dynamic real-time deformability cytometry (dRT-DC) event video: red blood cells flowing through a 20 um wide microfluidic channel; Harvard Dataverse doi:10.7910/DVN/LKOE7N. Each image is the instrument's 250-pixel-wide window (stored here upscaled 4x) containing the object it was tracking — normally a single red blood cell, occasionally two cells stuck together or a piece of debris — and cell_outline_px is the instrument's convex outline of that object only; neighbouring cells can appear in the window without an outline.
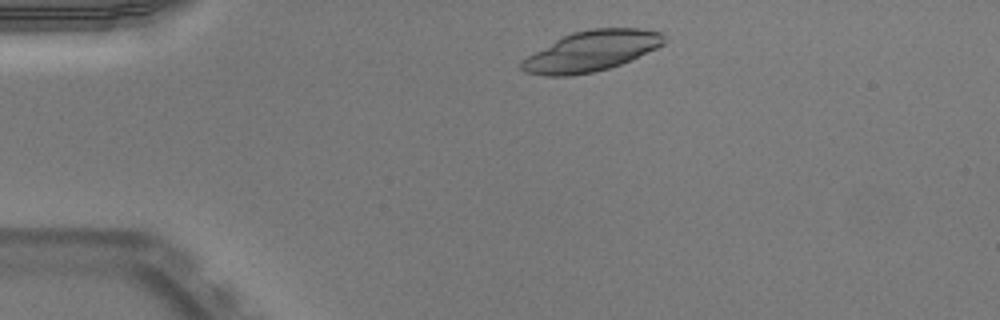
{"species": "Egyptian fruit bat (a non-hibernating species)", "species_latin": "Rousettus aegyptiacus", "temperature_condition": "warm", "stored_images_in_passage": 43, "camera_frame_rate_fps": 3000, "um_per_image_px": 0.085, "animal": {"sex": "male"}, "frame": {"image": 1, "passage_image": 3, "time_ms": 0.667, "image_size_px": [1000, 320], "cell_outline_px": [[664, 44], [656, 48], [620, 64], [608, 68], [592, 72], [568, 76], [544, 76], [524, 72], [520, 68], [520, 64], [528, 56], [556, 40], [572, 32], [592, 28], [640, 28], [664, 32]], "centroid_in_image_um": [50.27, 4.34], "position_along_channel_um": 34.7, "area_um2": 33.18}}